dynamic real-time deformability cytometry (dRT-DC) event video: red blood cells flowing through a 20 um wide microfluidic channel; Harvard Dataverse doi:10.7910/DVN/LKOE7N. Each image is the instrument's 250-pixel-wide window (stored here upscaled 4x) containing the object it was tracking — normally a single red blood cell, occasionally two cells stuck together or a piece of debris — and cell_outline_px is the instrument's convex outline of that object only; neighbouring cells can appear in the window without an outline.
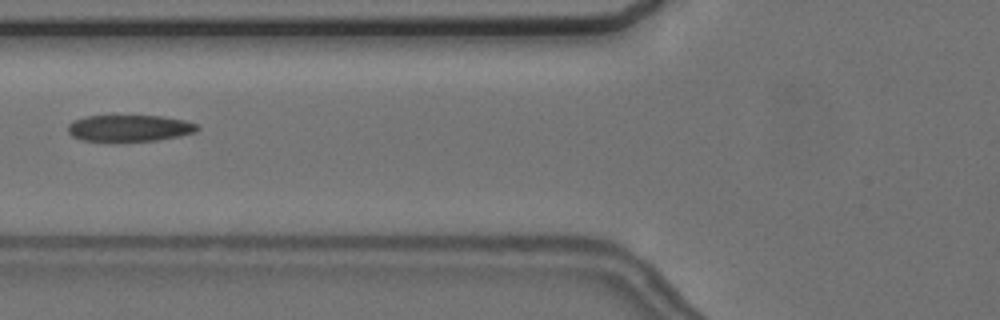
{"species": "common noctule bat (a hibernating species)", "species_latin": "Nyctalus noctula", "temperature_condition": "cold", "stored_images_in_passage": 9, "camera_frame_rate_fps": 3000, "um_per_image_px": 0.085, "animal": {"sex": "female", "body_mass_g": 24.6, "forearm_length_mm": 56.2}, "frame": {"image": 1, "passage_image": 7, "time_ms": 7.333, "image_size_px": [1000, 320], "cell_outline_px": [[200, 128], [196, 132], [180, 136], [156, 140], [116, 144], [112, 144], [80, 140], [72, 136], [68, 132], [68, 124], [72, 120], [84, 116], [164, 116], [184, 120], [196, 124]], "centroid_in_image_um": [10.94, 10.94], "position_along_channel_um": 114.9, "area_um2": 20.98}}
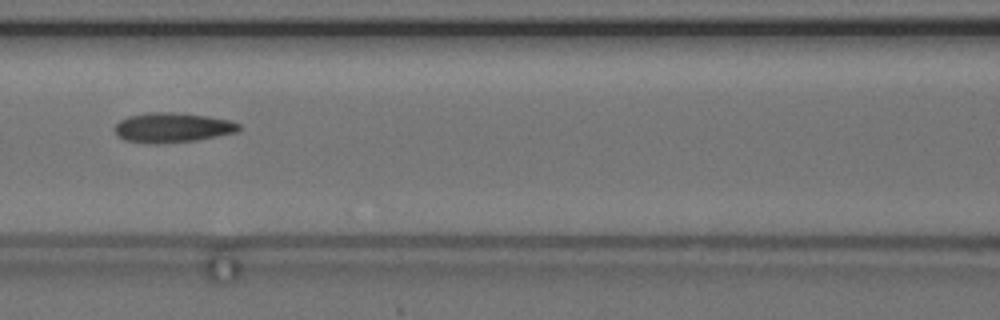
{"frame": {"image": 2, "passage_image": 8, "time_ms": 8.333, "image_size_px": [1000, 320], "cell_outline_px": [[240, 128], [236, 132], [196, 140], [160, 144], [144, 144], [124, 140], [116, 132], [116, 124], [120, 120], [128, 116], [148, 112], [172, 112], [208, 116], [228, 120], [240, 124]], "centroid_in_image_um": [14.63, 10.85], "position_along_channel_um": 152.0, "area_um2": 21.5}}